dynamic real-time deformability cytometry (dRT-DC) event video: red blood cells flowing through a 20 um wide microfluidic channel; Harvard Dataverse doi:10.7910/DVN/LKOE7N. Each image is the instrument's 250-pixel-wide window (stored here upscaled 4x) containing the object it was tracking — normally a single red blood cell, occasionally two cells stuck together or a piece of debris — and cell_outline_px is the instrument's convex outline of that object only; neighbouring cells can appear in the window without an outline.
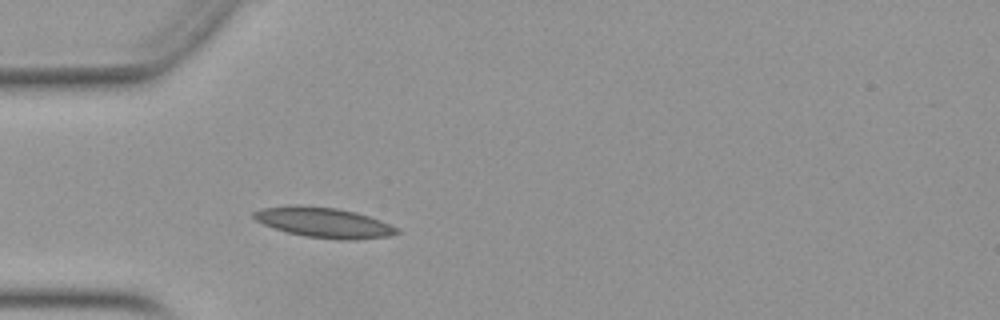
{"species": "Egyptian fruit bat (a non-hibernating species)", "species_latin": "Rousettus aegyptiacus", "temperature_condition": "warm", "stored_images_in_passage": 10, "camera_frame_rate_fps": 3000, "um_per_image_px": 0.085, "animal": {"sex": "female"}, "frame": {"image": 1, "passage_image": 4, "time_ms": 1.0, "image_size_px": [1000, 320], "cell_outline_px": [[400, 232], [388, 236], [356, 240], [336, 240], [304, 236], [288, 232], [264, 224], [256, 220], [252, 216], [252, 212], [264, 208], [296, 204], [336, 208], [356, 212], [380, 220], [396, 228]], "centroid_in_image_um": [27.52, 18.91], "position_along_channel_um": 57.5, "area_um2": 25.03}}
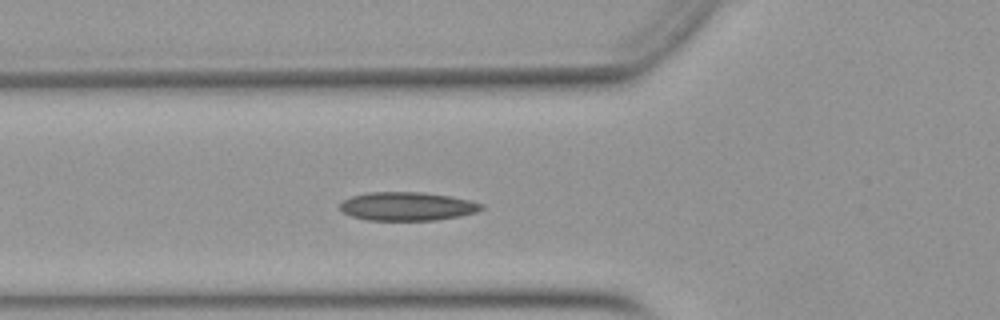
{"frame": {"image": 2, "passage_image": 7, "time_ms": 2.0, "image_size_px": [1000, 320], "cell_outline_px": [[484, 208], [476, 212], [460, 216], [436, 220], [368, 220], [352, 216], [340, 212], [340, 204], [344, 200], [352, 196], [368, 192], [424, 192], [448, 196], [468, 200], [484, 204]], "centroid_in_image_um": [34.6, 17.54], "position_along_channel_um": 91.2, "area_um2": 23.52}}